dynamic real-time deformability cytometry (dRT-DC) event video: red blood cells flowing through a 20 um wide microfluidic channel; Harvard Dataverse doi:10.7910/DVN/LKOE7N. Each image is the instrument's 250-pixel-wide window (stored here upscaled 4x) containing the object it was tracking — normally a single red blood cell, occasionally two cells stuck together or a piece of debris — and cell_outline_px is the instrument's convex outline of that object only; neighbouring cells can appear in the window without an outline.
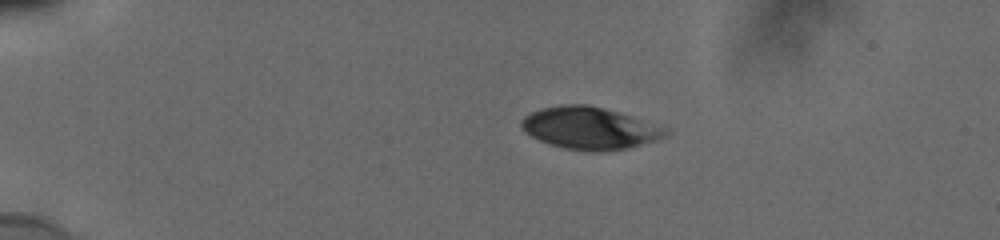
{"species": "human", "species_latin": "Homo sapiens", "temperature_condition": "cold", "stored_images_in_passage": 43, "camera_frame_rate_fps": 3000, "um_per_image_px": 0.085, "donor": {"sex": "male"}, "frame": {"image": 1, "passage_image": 1, "time_ms": 0.0, "image_size_px": [1000, 240], "cell_outline_px": [[668, 132], [664, 136], [656, 140], [624, 148], [604, 152], [588, 152], [564, 148], [548, 144], [524, 132], [520, 124], [520, 120], [524, 116], [540, 108], [560, 104], [588, 104], [604, 108], [668, 128]], "centroid_in_image_um": [50.06, 10.89], "position_along_channel_um": 34.9, "area_um2": 35.37}}
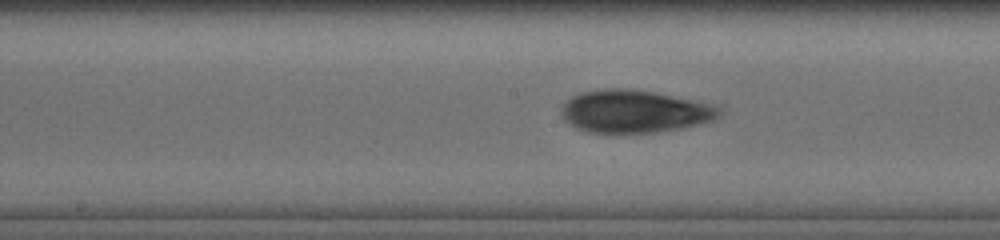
{"frame": {"image": 2, "passage_image": 19, "time_ms": 6.0, "image_size_px": [1000, 240], "cell_outline_px": [[724, 112], [716, 120], [684, 128], [656, 132], [588, 132], [576, 128], [564, 120], [560, 112], [560, 108], [564, 100], [580, 92], [604, 88], [632, 88], [656, 92], [700, 100], [716, 104]], "centroid_in_image_um": [53.98, 9.44], "position_along_channel_um": 194.2, "area_um2": 40.23}}
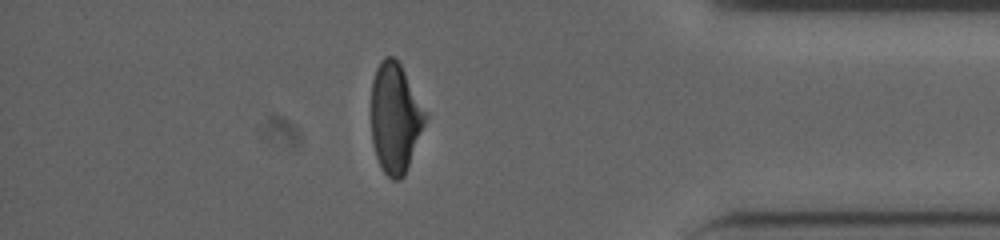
{"frame": {"image": 3, "passage_image": 37, "time_ms": 12.0, "image_size_px": [1000, 240], "cell_outline_px": [[428, 116], [404, 176], [400, 180], [392, 180], [384, 172], [376, 156], [372, 144], [372, 80], [376, 68], [380, 60], [384, 56], [392, 56], [400, 64], [428, 112]], "centroid_in_image_um": [33.6, 10.01], "position_along_channel_um": 401.6, "area_um2": 34.68}, "authors_computed_cell_mechanics": {"area_um2": 37.6856, "velocity_mm_per_s": 3.867, "shape_relaxation_time_tau1_ms": 5.0455, "shape_relaxation_time_tau2_ms": 2.8127, "deformation_change_tau1": 0.1682, "deformation_change_tau2": 0.0874}}